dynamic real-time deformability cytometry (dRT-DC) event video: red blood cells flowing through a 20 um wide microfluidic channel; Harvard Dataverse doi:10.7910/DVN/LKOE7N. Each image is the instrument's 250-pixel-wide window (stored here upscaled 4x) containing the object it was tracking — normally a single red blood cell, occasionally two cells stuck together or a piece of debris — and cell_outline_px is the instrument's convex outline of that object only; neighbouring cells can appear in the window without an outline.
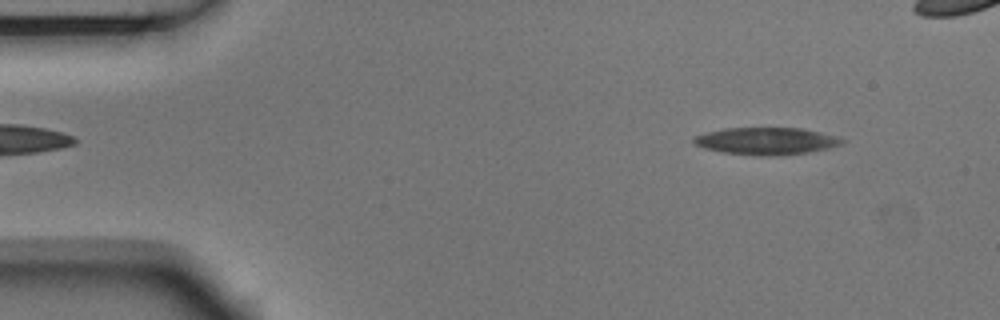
{"species": "Egyptian fruit bat (a non-hibernating species)", "species_latin": "Rousettus aegyptiacus", "temperature_condition": "room temperature", "stored_images_in_passage": 4, "camera_frame_rate_fps": 3000, "um_per_image_px": 0.085, "animal": {"sex": "male"}, "frame": {"image": 1, "passage_image": 1, "time_ms": 0.0, "image_size_px": [1000, 320], "cell_outline_px": [[848, 140], [844, 144], [828, 148], [808, 152], [772, 156], [760, 156], [724, 152], [704, 148], [696, 144], [692, 140], [692, 136], [724, 128], [800, 128], [840, 136]], "centroid_in_image_um": [65.19, 11.98], "position_along_channel_um": 19.8, "area_um2": 23.58}}